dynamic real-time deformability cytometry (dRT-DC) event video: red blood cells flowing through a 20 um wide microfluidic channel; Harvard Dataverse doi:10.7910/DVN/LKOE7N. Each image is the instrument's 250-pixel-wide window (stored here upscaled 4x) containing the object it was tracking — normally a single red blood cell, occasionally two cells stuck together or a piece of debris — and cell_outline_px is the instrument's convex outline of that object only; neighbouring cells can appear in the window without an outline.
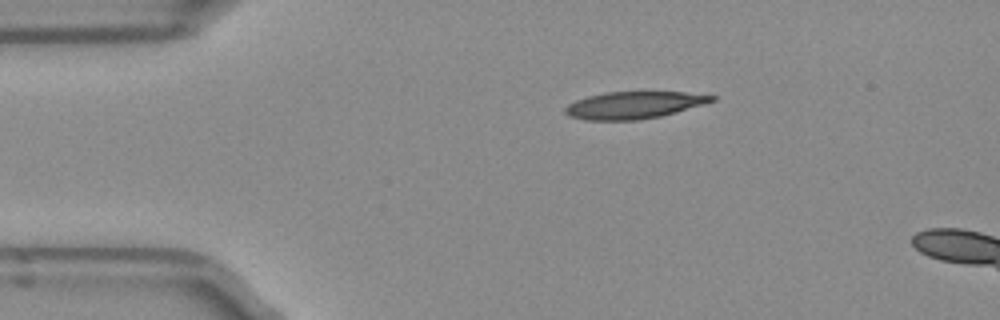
{"species": "Egyptian fruit bat (a non-hibernating species)", "species_latin": "Rousettus aegyptiacus", "temperature_condition": "room temperature", "stored_images_in_passage": 6, "camera_frame_rate_fps": 3000, "um_per_image_px": 0.085, "frame": {"image": 1, "passage_image": 1, "time_ms": 0.0, "image_size_px": [1000, 320], "cell_outline_px": [[716, 100], [704, 104], [676, 112], [660, 116], [640, 120], [584, 120], [568, 116], [564, 112], [564, 108], [568, 104], [576, 100], [588, 96], [604, 92], [684, 92], [716, 96]], "centroid_in_image_um": [53.85, 8.94], "position_along_channel_um": 31.1, "area_um2": 23.18}}